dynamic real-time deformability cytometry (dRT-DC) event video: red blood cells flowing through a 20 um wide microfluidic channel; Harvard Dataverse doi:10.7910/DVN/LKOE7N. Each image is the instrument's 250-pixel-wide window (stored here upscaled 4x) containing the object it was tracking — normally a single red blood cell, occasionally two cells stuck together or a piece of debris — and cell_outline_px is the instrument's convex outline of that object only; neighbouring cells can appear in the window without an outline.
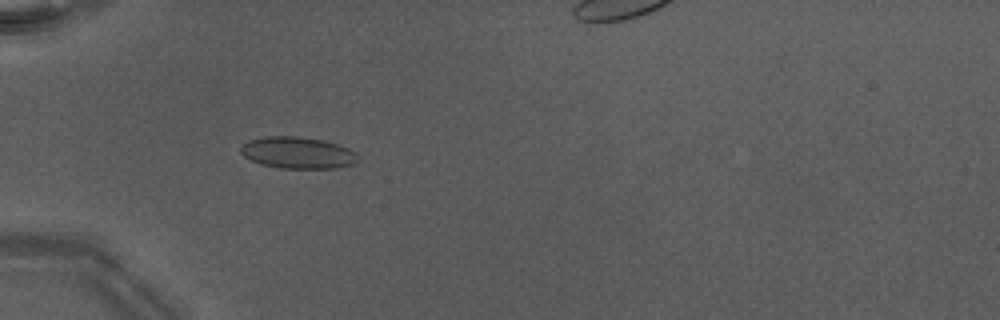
{"species": "Egyptian fruit bat (a non-hibernating species)", "species_latin": "Rousettus aegyptiacus", "temperature_condition": "warm", "stored_images_in_passage": 48, "camera_frame_rate_fps": 3000, "um_per_image_px": 0.085, "animal": {"sex": "male"}, "frame": {"image": 1, "passage_image": 14, "time_ms": 4.333, "image_size_px": [1000, 320], "cell_outline_px": [[360, 160], [352, 164], [336, 168], [280, 168], [260, 164], [244, 156], [240, 152], [240, 148], [248, 140], [264, 136], [296, 136], [324, 140], [348, 148], [356, 152], [360, 156]], "centroid_in_image_um": [25.32, 12.98], "position_along_channel_um": 59.7, "area_um2": 21.73}}
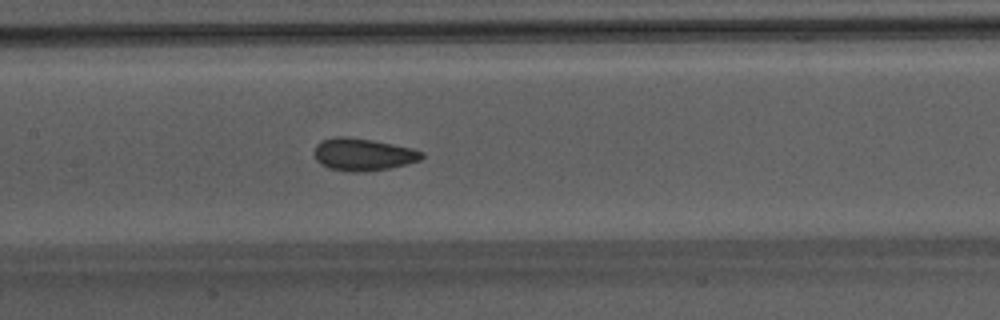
{"frame": {"image": 2, "passage_image": 23, "time_ms": 7.333, "image_size_px": [1000, 320], "cell_outline_px": [[424, 156], [420, 160], [388, 168], [356, 172], [352, 172], [328, 168], [320, 164], [316, 160], [316, 144], [324, 140], [336, 136], [344, 136], [372, 140], [412, 148], [424, 152]], "centroid_in_image_um": [30.86, 13.12], "position_along_channel_um": 176.5, "area_um2": 19.94}}
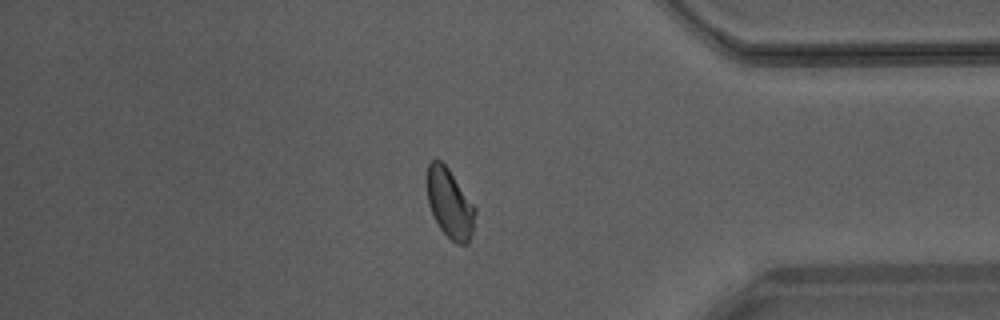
{"frame": {"image": 3, "passage_image": 40, "time_ms": 13.0, "image_size_px": [1000, 320], "cell_outline_px": [[476, 212], [472, 232], [468, 244], [456, 244], [440, 228], [428, 204], [428, 164], [432, 160], [440, 160], [448, 168], [476, 208]], "centroid_in_image_um": [38.25, 17.31], "position_along_channel_um": 397.0, "area_um2": 19.02}, "authors_computed_cell_mechanics": {"area_um2": 20.0566, "velocity_mm_per_s": 4.2431, "shape_relaxation_time_tau1_ms": 10.6375, "shape_relaxation_time_tau2_ms": 0.8437, "deformation_change_tau1": 0.1495, "deformation_change_tau2": 0.0429}}